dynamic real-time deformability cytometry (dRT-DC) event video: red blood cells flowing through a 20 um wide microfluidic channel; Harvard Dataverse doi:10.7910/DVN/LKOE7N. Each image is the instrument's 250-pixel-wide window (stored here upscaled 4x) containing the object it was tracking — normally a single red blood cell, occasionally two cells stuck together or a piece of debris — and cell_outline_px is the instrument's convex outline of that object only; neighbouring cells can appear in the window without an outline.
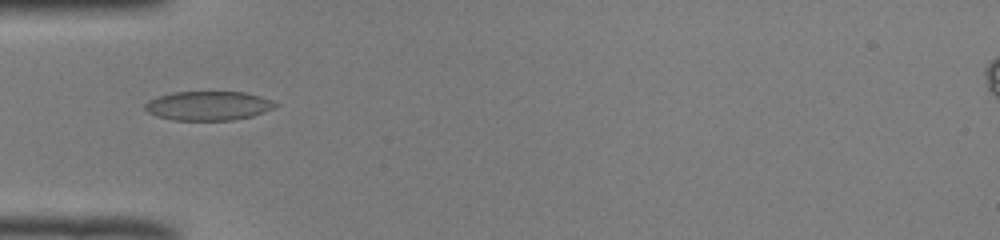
{"species": "common noctule bat (a hibernating species)", "species_latin": "Nyctalus noctula", "temperature_condition": "room temperature", "stored_images_in_passage": 35, "camera_frame_rate_fps": 3000, "um_per_image_px": 0.085, "animal": {"sex": "male", "body_mass_g": 19.0, "forearm_length_mm": 50.8}, "frame": {"image": 1, "passage_image": 1, "time_ms": 0.0, "image_size_px": [1000, 240], "cell_outline_px": [[280, 104], [276, 108], [252, 116], [232, 120], [172, 120], [156, 116], [148, 112], [144, 108], [144, 104], [148, 100], [172, 92], [244, 92], [260, 96], [272, 100]], "centroid_in_image_um": [17.73, 8.99], "position_along_channel_um": 67.3, "area_um2": 22.25}}
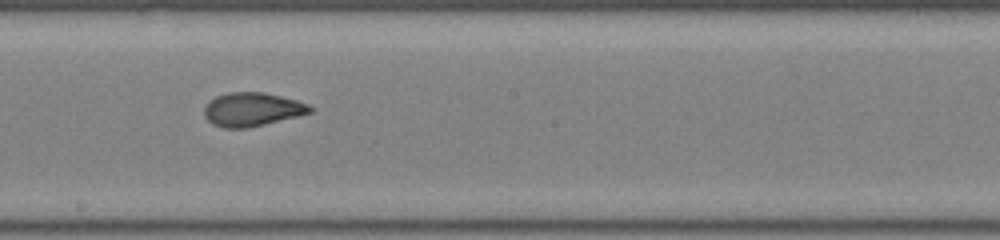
{"frame": {"image": 2, "passage_image": 13, "time_ms": 4.0, "image_size_px": [1000, 240], "cell_outline_px": [[312, 112], [248, 128], [224, 128], [212, 124], [204, 116], [204, 104], [208, 100], [216, 96], [228, 92], [264, 92], [296, 100], [308, 104], [312, 108]], "centroid_in_image_um": [21.37, 9.29], "position_along_channel_um": 226.8, "area_um2": 20.75}}
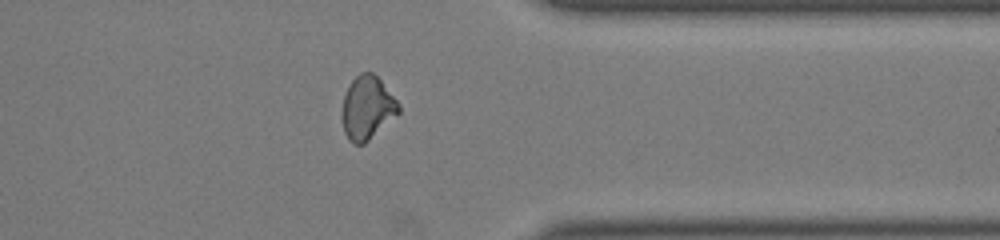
{"frame": {"image": 3, "passage_image": 25, "time_ms": 8.0, "image_size_px": [1000, 240], "cell_outline_px": [[400, 112], [364, 144], [352, 144], [344, 132], [340, 116], [344, 96], [348, 84], [360, 72], [372, 72], [380, 80], [400, 104]], "centroid_in_image_um": [31.18, 9.17], "position_along_channel_um": 380.2, "area_um2": 20.98}, "authors_computed_cell_mechanics": {"area_um2": 20.808, "velocity_mm_per_s": 4.0066, "shape_relaxation_time_tau1_ms": null, "shape_relaxation_time_tau2_ms": 0.778, "deformation_change_tau1": null, "deformation_change_tau2": 0.0518}}